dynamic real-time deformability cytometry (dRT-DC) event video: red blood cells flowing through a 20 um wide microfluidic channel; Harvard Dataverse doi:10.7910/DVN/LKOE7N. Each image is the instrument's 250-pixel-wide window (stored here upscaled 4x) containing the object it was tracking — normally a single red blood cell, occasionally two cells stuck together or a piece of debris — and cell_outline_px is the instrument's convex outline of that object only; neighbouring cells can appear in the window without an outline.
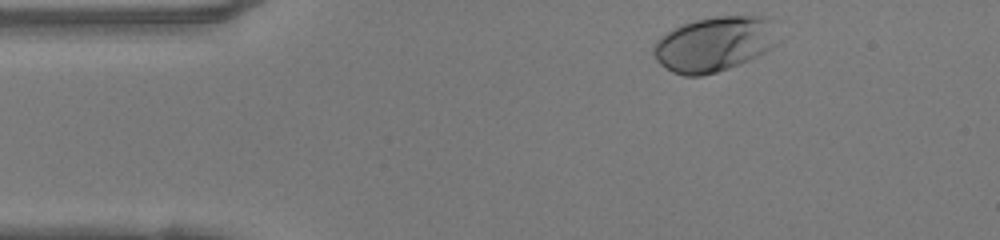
{"species": "human", "species_latin": "Homo sapiens", "temperature_condition": "warm", "stored_images_in_passage": 36, "camera_frame_rate_fps": 3000, "um_per_image_px": 0.085, "donor": {"sex": "female"}, "frame": {"image": 1, "passage_image": 1, "time_ms": 0.0, "image_size_px": [1000, 240], "cell_outline_px": [[776, 44], [772, 48], [748, 60], [728, 68], [716, 72], [700, 76], [684, 76], [672, 72], [660, 64], [656, 60], [652, 52], [652, 48], [656, 40], [660, 36], [672, 28], [696, 20], [716, 16], [768, 16], [772, 20]], "centroid_in_image_um": [60.66, 3.74], "position_along_channel_um": 24.3, "area_um2": 39.71}}
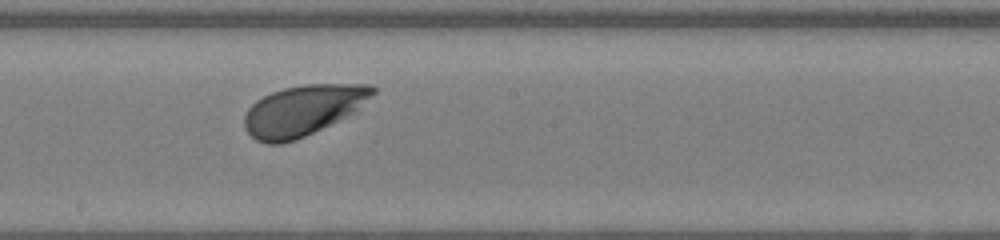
{"frame": {"image": 2, "passage_image": 20, "time_ms": 6.333, "image_size_px": [1000, 240], "cell_outline_px": [[376, 92], [372, 96], [352, 112], [296, 140], [280, 144], [268, 144], [256, 140], [244, 128], [244, 116], [248, 108], [256, 100], [272, 92], [284, 88], [304, 84], [368, 84], [376, 88]], "centroid_in_image_um": [25.7, 9.37], "position_along_channel_um": 222.5, "area_um2": 37.17}}
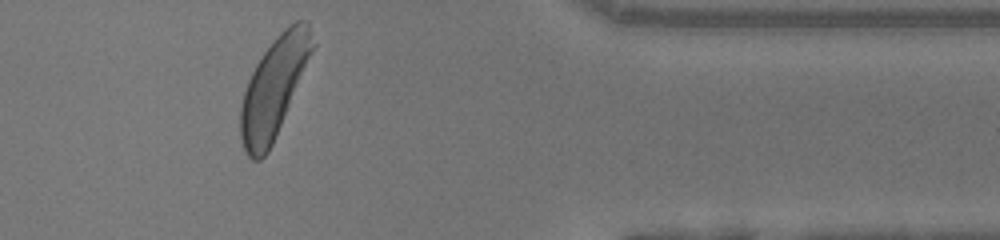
{"frame": {"image": 3, "passage_image": 34, "time_ms": 11.0, "image_size_px": [1000, 240], "cell_outline_px": [[316, 44], [272, 144], [268, 152], [260, 160], [252, 160], [244, 152], [240, 136], [240, 108], [244, 92], [248, 80], [256, 64], [264, 52], [276, 36], [288, 24], [296, 20], [308, 20]], "centroid_in_image_um": [23.28, 7.41], "position_along_channel_um": 388.1, "area_um2": 41.44}, "authors_computed_cell_mechanics": {"area_um2": 38.1191, "velocity_mm_per_s": 4.1092, "shape_relaxation_time_tau1_ms": 1.0579, "shape_relaxation_time_tau2_ms": null, "deformation_change_tau1": 0.1027, "deformation_change_tau2": null}}